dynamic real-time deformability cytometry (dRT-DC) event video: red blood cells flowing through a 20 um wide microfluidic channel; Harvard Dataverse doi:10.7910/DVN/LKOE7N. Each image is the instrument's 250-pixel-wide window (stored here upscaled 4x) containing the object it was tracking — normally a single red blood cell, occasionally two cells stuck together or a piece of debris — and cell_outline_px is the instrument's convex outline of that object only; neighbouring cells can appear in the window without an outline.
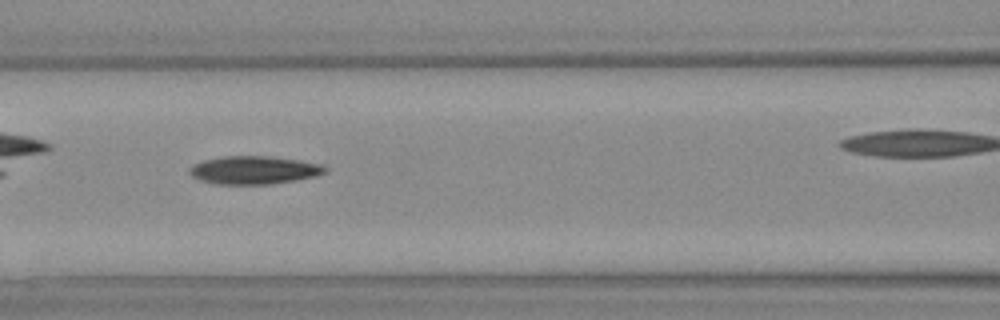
{"species": "Egyptian fruit bat (a non-hibernating species)", "species_latin": "Rousettus aegyptiacus", "temperature_condition": "warm", "stored_images_in_passage": 20, "camera_frame_rate_fps": 3000, "um_per_image_px": 0.085, "animal": {"sex": "female"}, "frame": {"image": 1, "passage_image": 6, "time_ms": 1.667, "image_size_px": [1000, 320], "cell_outline_px": [[328, 168], [324, 172], [316, 176], [296, 180], [272, 184], [216, 184], [200, 180], [192, 176], [188, 172], [188, 168], [192, 164], [204, 160], [224, 156], [268, 156], [300, 160], [316, 164]], "centroid_in_image_um": [21.53, 14.46], "position_along_channel_um": 145.1, "area_um2": 22.14}}